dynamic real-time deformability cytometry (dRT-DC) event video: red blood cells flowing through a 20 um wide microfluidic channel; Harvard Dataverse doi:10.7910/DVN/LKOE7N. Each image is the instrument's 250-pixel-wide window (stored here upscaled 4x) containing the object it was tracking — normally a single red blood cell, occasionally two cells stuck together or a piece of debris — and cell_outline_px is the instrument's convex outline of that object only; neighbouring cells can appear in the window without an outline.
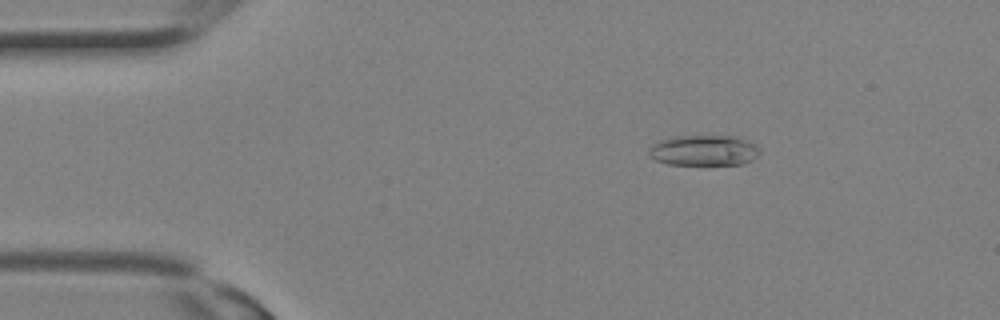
{"species": "Egyptian fruit bat (a non-hibernating species)", "species_latin": "Rousettus aegyptiacus", "temperature_condition": "room temperature", "stored_images_in_passage": 15, "camera_frame_rate_fps": 3000, "um_per_image_px": 0.085, "animal": {"sex": "female"}, "frame": {"image": 1, "passage_image": 5, "time_ms": 1.333, "image_size_px": [1000, 320], "cell_outline_px": [[760, 152], [756, 156], [744, 164], [668, 164], [656, 160], [648, 156], [648, 148], [656, 140], [672, 136], [740, 136], [756, 144], [760, 148]], "centroid_in_image_um": [59.8, 12.76], "position_along_channel_um": 25.2, "area_um2": 20.06}}
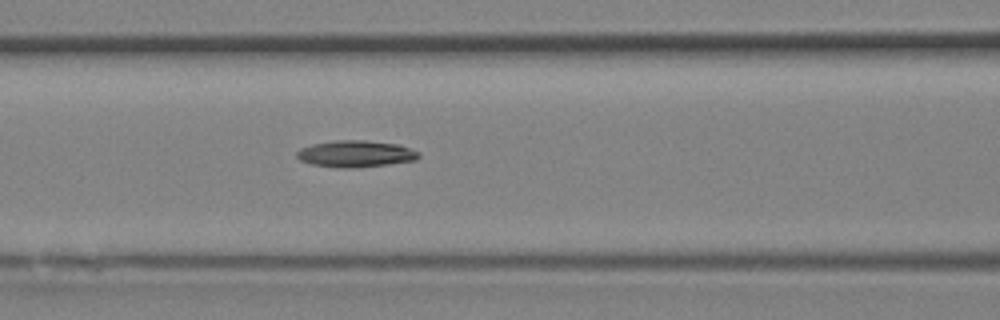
{"frame": {"image": 2, "passage_image": 13, "time_ms": 4.0, "image_size_px": [1000, 320], "cell_outline_px": [[420, 156], [416, 160], [388, 164], [352, 168], [336, 168], [312, 164], [300, 160], [296, 156], [296, 152], [300, 148], [312, 144], [336, 140], [368, 140], [400, 144], [420, 152]], "centroid_in_image_um": [30.24, 13.07], "position_along_channel_um": 136.4, "area_um2": 19.13}}
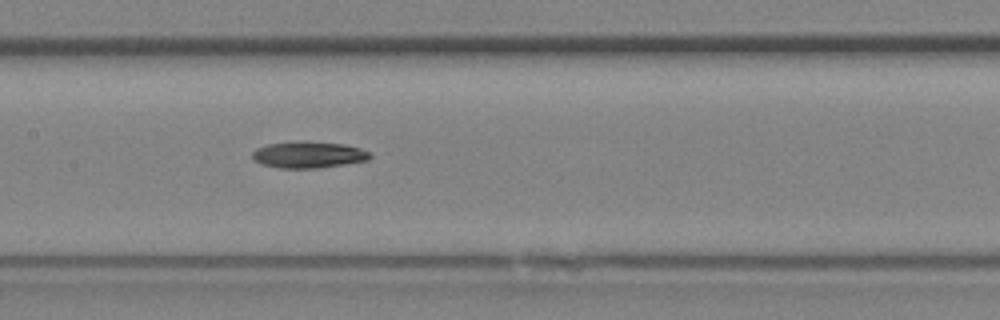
{"frame": {"image": 3, "passage_image": 15, "time_ms": 4.667, "image_size_px": [1000, 320], "cell_outline_px": [[372, 156], [368, 160], [344, 164], [316, 168], [280, 168], [260, 164], [252, 160], [252, 152], [256, 148], [268, 144], [296, 140], [344, 144], [360, 148], [368, 152]], "centroid_in_image_um": [26.17, 13.14], "position_along_channel_um": 181.2, "area_um2": 18.32}}